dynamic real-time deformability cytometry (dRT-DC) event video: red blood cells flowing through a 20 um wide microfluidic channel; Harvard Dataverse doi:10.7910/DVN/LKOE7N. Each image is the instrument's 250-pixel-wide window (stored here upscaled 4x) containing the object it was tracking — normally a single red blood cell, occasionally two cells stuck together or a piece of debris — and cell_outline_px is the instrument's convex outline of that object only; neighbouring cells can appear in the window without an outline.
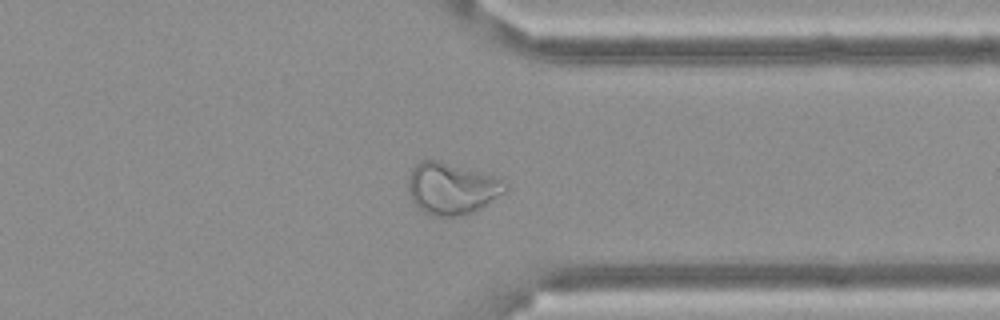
{"species": "Egyptian fruit bat (a non-hibernating species)", "species_latin": "Rousettus aegyptiacus", "temperature_condition": "cold", "stored_images_in_passage": 58, "camera_frame_rate_fps": 3000, "um_per_image_px": 0.085, "frame": {"image": 1, "passage_image": 45, "time_ms": 14.667, "image_size_px": [1000, 320], "cell_outline_px": [[508, 192], [480, 208], [464, 216], [432, 216], [424, 212], [412, 200], [408, 192], [408, 176], [412, 168], [420, 160], [440, 160], [500, 176], [508, 184]], "centroid_in_image_um": [38.45, 16.0], "position_along_channel_um": 372.9, "area_um2": 30.0}}
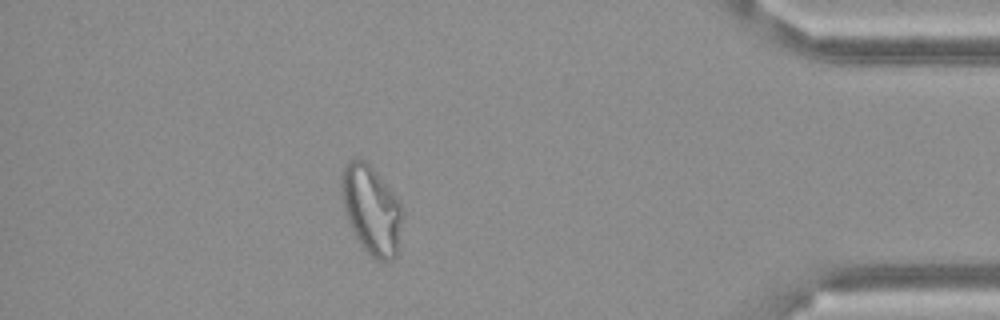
{"frame": {"image": 2, "passage_image": 51, "time_ms": 16.667, "image_size_px": [1000, 320], "cell_outline_px": [[400, 220], [396, 256], [392, 260], [376, 260], [360, 244], [344, 212], [340, 192], [340, 172], [344, 164], [348, 160], [364, 160], [372, 168], [388, 188], [400, 204]], "centroid_in_image_um": [31.48, 17.8], "position_along_channel_um": 403.7, "area_um2": 30.63}}